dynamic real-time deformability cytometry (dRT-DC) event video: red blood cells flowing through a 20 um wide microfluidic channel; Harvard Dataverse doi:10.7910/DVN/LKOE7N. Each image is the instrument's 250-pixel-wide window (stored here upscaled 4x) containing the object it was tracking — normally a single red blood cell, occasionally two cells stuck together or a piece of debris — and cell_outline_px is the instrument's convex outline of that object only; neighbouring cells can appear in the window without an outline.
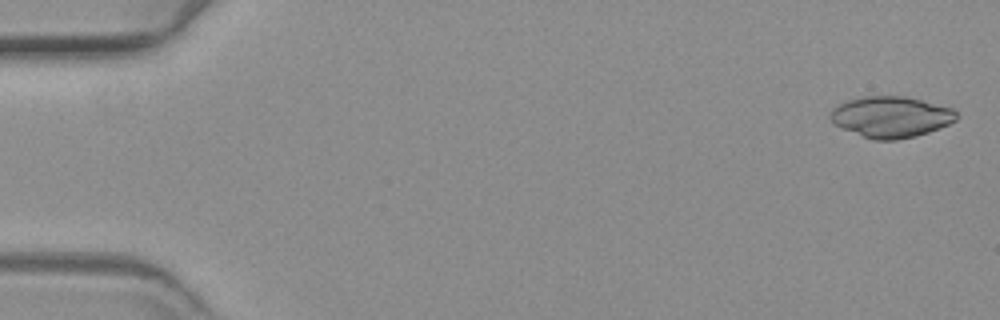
{"species": "common noctule bat (a hibernating species)", "species_latin": "Nyctalus noctula", "temperature_condition": "warm", "stored_images_in_passage": 17, "camera_frame_rate_fps": 3000, "um_per_image_px": 0.085, "animal": {"sex": "female", "body_mass_g": 19.3, "forearm_length_mm": 54.1}, "frame": {"image": 1, "passage_image": 2, "time_ms": 0.333, "image_size_px": [1000, 320], "cell_outline_px": [[960, 116], [956, 120], [940, 128], [916, 136], [896, 140], [872, 140], [832, 124], [828, 116], [832, 108], [848, 100], [864, 96], [904, 96], [924, 100], [952, 108]], "centroid_in_image_um": [75.72, 9.94], "position_along_channel_um": 9.3, "area_um2": 30.46}}